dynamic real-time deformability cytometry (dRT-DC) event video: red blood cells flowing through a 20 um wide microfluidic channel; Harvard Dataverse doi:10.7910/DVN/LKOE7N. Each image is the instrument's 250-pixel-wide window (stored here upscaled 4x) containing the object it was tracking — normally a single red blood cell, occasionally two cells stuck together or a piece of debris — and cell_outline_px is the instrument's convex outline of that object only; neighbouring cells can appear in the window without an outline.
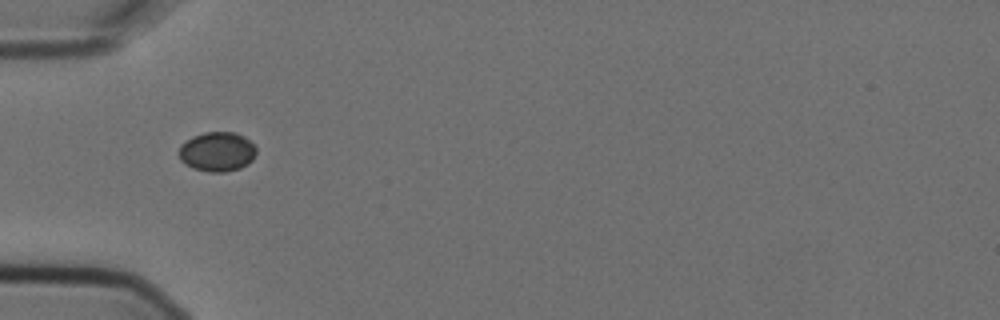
{"species": "Egyptian fruit bat (a non-hibernating species)", "species_latin": "Rousettus aegyptiacus", "temperature_condition": "cold", "stored_images_in_passage": 1, "camera_frame_rate_fps": 3000, "um_per_image_px": 0.085, "animal": {"sex": "female"}, "frame": {"image": 1, "passage_image": 1, "time_ms": 0.0, "image_size_px": [1000, 320], "cell_outline_px": [[256, 152], [252, 160], [248, 164], [240, 168], [224, 172], [208, 172], [192, 168], [184, 164], [180, 160], [180, 144], [192, 136], [204, 132], [236, 132], [244, 136], [256, 148]], "centroid_in_image_um": [18.44, 12.89], "position_along_channel_um": 66.6, "area_um2": 17.92}}